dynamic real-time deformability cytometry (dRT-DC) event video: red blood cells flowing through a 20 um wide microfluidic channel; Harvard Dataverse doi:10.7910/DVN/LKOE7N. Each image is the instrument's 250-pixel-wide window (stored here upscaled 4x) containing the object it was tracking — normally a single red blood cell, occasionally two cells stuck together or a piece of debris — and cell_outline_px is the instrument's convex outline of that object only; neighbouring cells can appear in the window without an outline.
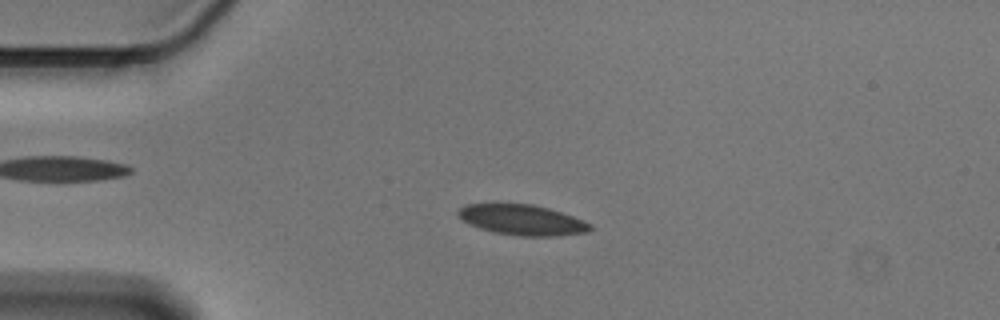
{"species": "Egyptian fruit bat (a non-hibernating species)", "species_latin": "Rousettus aegyptiacus", "temperature_condition": "cold", "stored_images_in_passage": 55, "camera_frame_rate_fps": 3000, "um_per_image_px": 0.085, "animal": {"sex": "male"}, "frame": {"image": 1, "passage_image": 12, "time_ms": 3.667, "image_size_px": [1000, 320], "cell_outline_px": [[596, 228], [588, 232], [556, 236], [520, 236], [496, 232], [480, 228], [468, 224], [456, 216], [456, 212], [464, 204], [532, 204], [548, 208], [572, 216], [592, 224]], "centroid_in_image_um": [44.38, 18.69], "position_along_channel_um": 40.6, "area_um2": 23.47}}
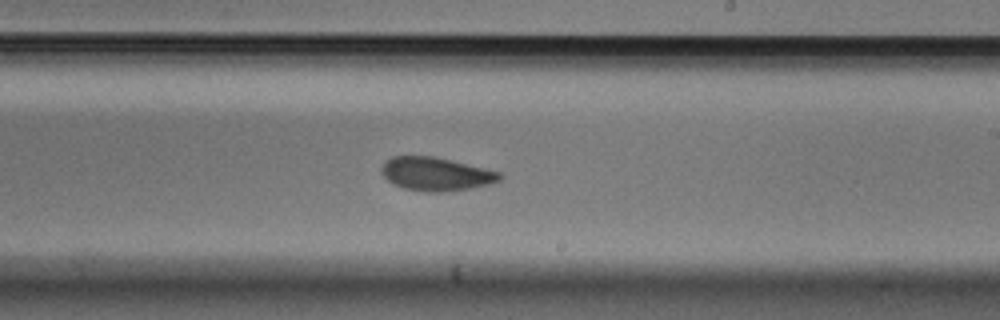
{"frame": {"image": 2, "passage_image": 32, "time_ms": 10.333, "image_size_px": [1000, 320], "cell_outline_px": [[504, 176], [500, 180], [492, 184], [472, 188], [444, 192], [424, 192], [404, 188], [392, 184], [384, 176], [380, 168], [392, 156], [432, 156], [484, 168], [500, 172]], "centroid_in_image_um": [37.08, 14.81], "position_along_channel_um": 251.9, "area_um2": 23.0}}
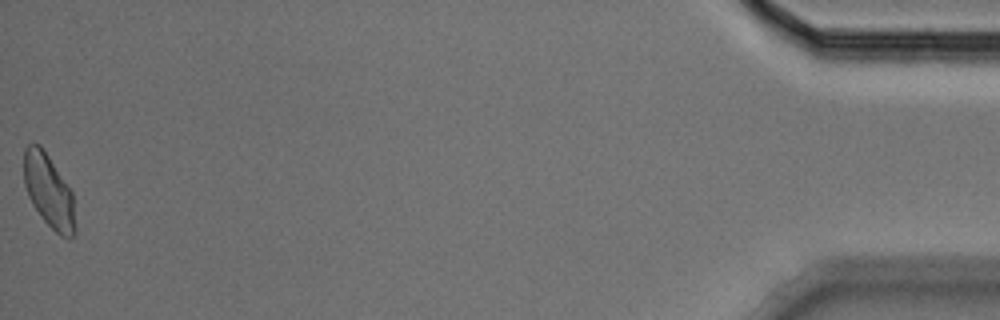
{"frame": {"image": 3, "passage_image": 55, "time_ms": 18.0, "image_size_px": [1000, 320], "cell_outline_px": [[76, 232], [68, 240], [60, 236], [44, 220], [32, 204], [28, 196], [24, 184], [24, 148], [32, 140], [40, 144], [72, 192], [76, 228]], "centroid_in_image_um": [4.14, 16.24], "position_along_channel_um": 431.1, "area_um2": 21.96}, "authors_computed_cell_mechanics": {"area_um2": 23.409, "velocity_mm_per_s": 3.5709, "shape_relaxation_time_tau1_ms": 7.5505, "shape_relaxation_time_tau2_ms": 3.2678, "deformation_change_tau1": 0.1147, "deformation_change_tau2": 0.0567}}